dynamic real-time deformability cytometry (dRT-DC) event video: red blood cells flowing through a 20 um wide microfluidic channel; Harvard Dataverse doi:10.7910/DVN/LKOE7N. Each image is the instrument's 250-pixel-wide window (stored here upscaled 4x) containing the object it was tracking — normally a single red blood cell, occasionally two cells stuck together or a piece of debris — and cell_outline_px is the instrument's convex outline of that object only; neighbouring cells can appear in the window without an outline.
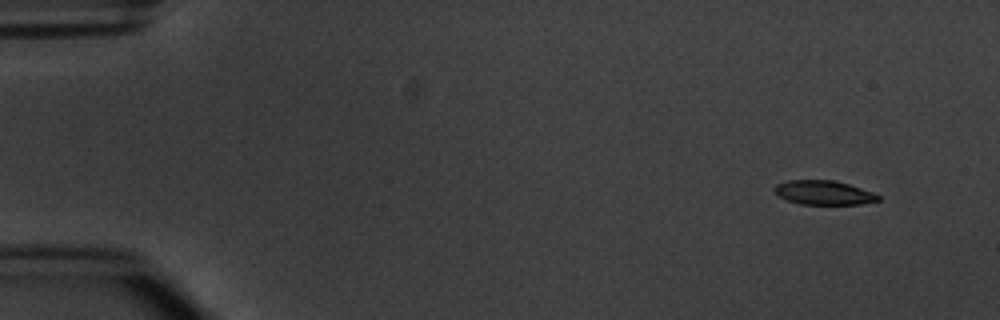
{"species": "common noctule bat (a hibernating species)", "species_latin": "Nyctalus noctula", "temperature_condition": "warm", "stored_images_in_passage": 5, "camera_frame_rate_fps": 3000, "um_per_image_px": 0.085, "animal": {"sex": "male", "body_mass_g": 20.1, "forearm_length_mm": 53.5}, "frame": {"image": 1, "passage_image": 1, "time_ms": 0.0, "image_size_px": [1000, 320], "cell_outline_px": [[880, 200], [860, 204], [800, 204], [776, 196], [772, 188], [776, 184], [788, 180], [832, 180], [848, 184], [872, 192], [880, 196]], "centroid_in_image_um": [69.96, 16.37], "position_along_channel_um": 15.0, "area_um2": 14.62}}
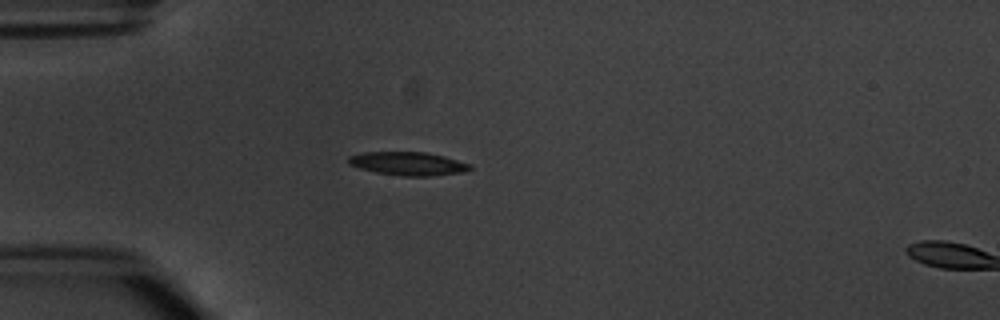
{"frame": {"image": 2, "passage_image": 4, "time_ms": 3.667, "image_size_px": [1000, 320], "cell_outline_px": [[472, 168], [464, 172], [428, 176], [404, 176], [376, 172], [360, 168], [348, 164], [348, 156], [364, 152], [424, 152], [444, 156], [468, 164]], "centroid_in_image_um": [34.65, 13.9], "position_along_channel_um": 50.4, "area_um2": 16.36}}